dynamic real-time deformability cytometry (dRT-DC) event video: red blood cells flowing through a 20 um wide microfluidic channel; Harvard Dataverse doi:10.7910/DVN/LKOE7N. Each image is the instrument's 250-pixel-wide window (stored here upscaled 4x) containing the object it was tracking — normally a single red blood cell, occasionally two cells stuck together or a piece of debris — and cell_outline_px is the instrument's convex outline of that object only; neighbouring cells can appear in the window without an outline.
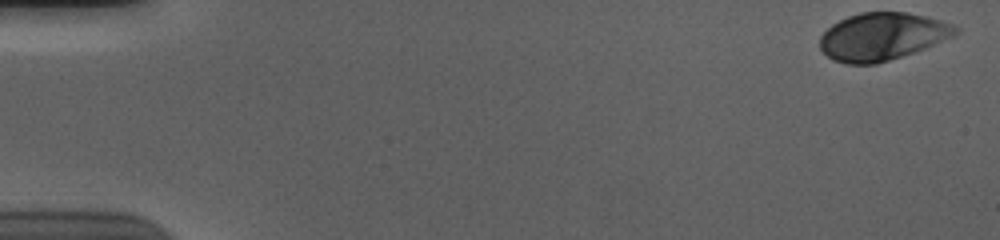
{"species": "human", "species_latin": "Homo sapiens", "temperature_condition": "cold", "stored_images_in_passage": 55, "camera_frame_rate_fps": 3000, "um_per_image_px": 0.085, "donor": {"sex": "male"}, "frame": {"image": 1, "passage_image": 1, "time_ms": 0.0, "image_size_px": [1000, 240], "cell_outline_px": [[960, 28], [952, 36], [924, 48], [876, 64], [848, 64], [832, 60], [820, 48], [820, 36], [832, 24], [848, 16], [860, 12], [908, 12], [940, 20], [952, 24]], "centroid_in_image_um": [74.95, 3.09], "position_along_channel_um": 10.1, "area_um2": 37.17}}
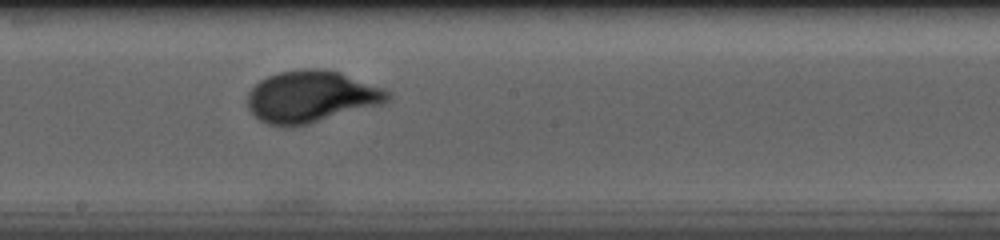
{"frame": {"image": 2, "passage_image": 31, "time_ms": 10.0, "image_size_px": [1000, 240], "cell_outline_px": [[392, 96], [388, 100], [380, 104], [308, 124], [292, 128], [284, 128], [268, 124], [260, 120], [248, 108], [248, 92], [260, 80], [268, 76], [280, 72], [304, 68], [324, 68], [340, 72], [392, 92]], "centroid_in_image_um": [26.43, 8.22], "position_along_channel_um": 221.8, "area_um2": 42.25}}
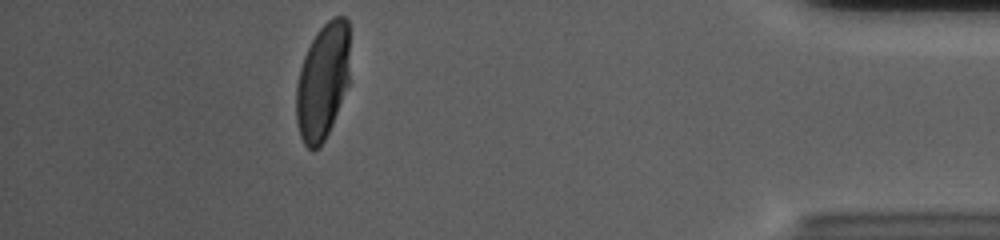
{"frame": {"image": 3, "passage_image": 50, "time_ms": 16.333, "image_size_px": [1000, 240], "cell_outline_px": [[348, 84], [332, 124], [320, 148], [312, 152], [304, 144], [300, 136], [296, 120], [296, 84], [300, 68], [304, 56], [316, 32], [332, 16], [344, 16], [348, 20]], "centroid_in_image_um": [27.4, 6.94], "position_along_channel_um": 407.8, "area_um2": 36.3}, "authors_computed_cell_mechanics": {"area_um2": 39.015, "velocity_mm_per_s": 3.6754, "shape_relaxation_time_tau1_ms": 3.2851, "shape_relaxation_time_tau2_ms": null, "deformation_change_tau1": 0.1678, "deformation_change_tau2": null}}